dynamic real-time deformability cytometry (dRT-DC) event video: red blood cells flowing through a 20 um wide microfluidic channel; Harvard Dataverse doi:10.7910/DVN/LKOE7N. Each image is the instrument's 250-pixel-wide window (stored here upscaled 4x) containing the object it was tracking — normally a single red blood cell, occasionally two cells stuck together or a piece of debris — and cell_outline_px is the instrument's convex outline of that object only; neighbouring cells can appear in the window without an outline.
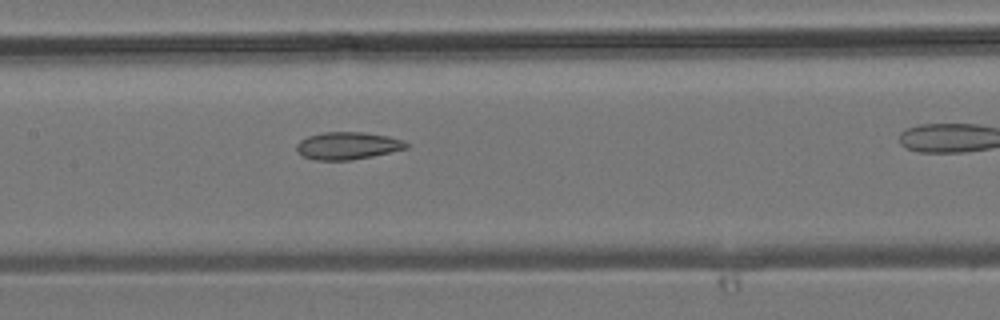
{"species": "common noctule bat (a hibernating species)", "species_latin": "Nyctalus noctula", "temperature_condition": "room temperature", "stored_images_in_passage": 26, "camera_frame_rate_fps": 3000, "um_per_image_px": 0.085, "animal": {"sex": "male", "body_mass_g": 19.2, "forearm_length_mm": 51.8}, "frame": {"image": 1, "passage_image": 8, "time_ms": 2.333, "image_size_px": [1000, 320], "cell_outline_px": [[408, 148], [372, 156], [352, 160], [316, 160], [304, 156], [296, 152], [296, 144], [300, 140], [308, 136], [324, 132], [364, 132], [388, 136], [404, 140], [408, 144]], "centroid_in_image_um": [29.54, 12.38], "position_along_channel_um": 177.9, "area_um2": 17.57}}
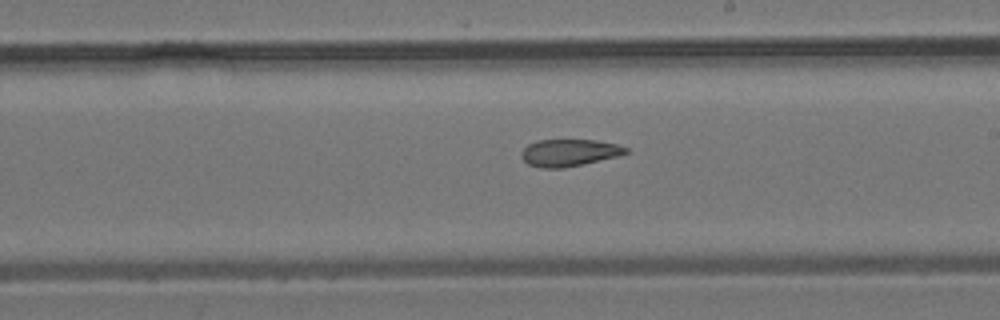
{"frame": {"image": 2, "passage_image": 12, "time_ms": 3.667, "image_size_px": [1000, 320], "cell_outline_px": [[628, 152], [620, 156], [564, 168], [540, 168], [528, 164], [520, 156], [520, 152], [528, 144], [536, 140], [596, 140], [616, 144], [628, 148]], "centroid_in_image_um": [48.36, 12.98], "position_along_channel_um": 240.6, "area_um2": 16.59}}
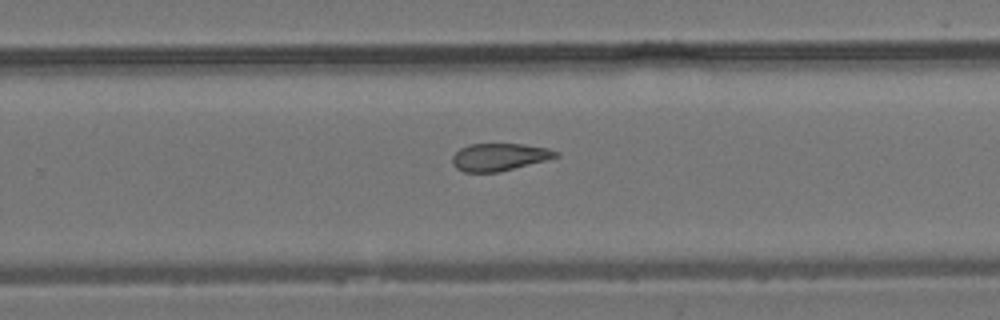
{"frame": {"image": 3, "passage_image": 15, "time_ms": 4.667, "image_size_px": [1000, 320], "cell_outline_px": [[560, 156], [500, 172], [464, 172], [456, 168], [452, 164], [452, 156], [460, 148], [468, 144], [524, 144], [548, 148], [560, 152]], "centroid_in_image_um": [42.44, 13.34], "position_along_channel_um": 287.4, "area_um2": 16.65}}